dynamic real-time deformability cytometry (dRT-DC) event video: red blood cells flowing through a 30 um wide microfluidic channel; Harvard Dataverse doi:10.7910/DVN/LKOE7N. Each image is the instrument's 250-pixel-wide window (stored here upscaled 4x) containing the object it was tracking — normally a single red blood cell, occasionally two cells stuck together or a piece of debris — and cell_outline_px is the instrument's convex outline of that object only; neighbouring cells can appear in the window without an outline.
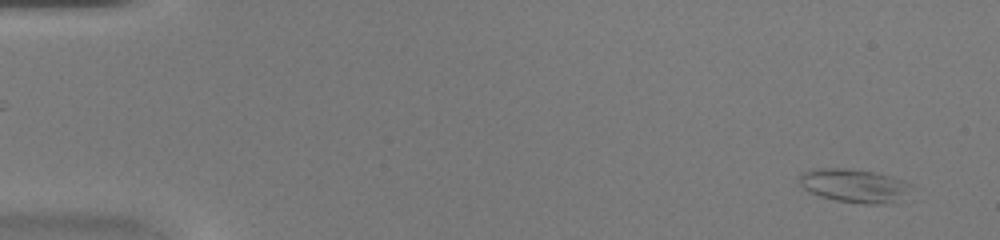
{"species": "common noctule bat (a hibernating species)", "species_latin": "Nyctalus noctula", "temperature_condition": "warm", "stored_images_in_passage": 14, "camera_frame_rate_fps": 3000, "um_per_image_px": 0.085, "animal": {"sex": "female", "body_mass_g": 20.0, "forearm_length_mm": 54.0}, "frame": {"image": 1, "passage_image": 2, "time_ms": 0.333, "image_size_px": [1000, 240], "cell_outline_px": [[912, 184], [892, 200], [880, 204], [868, 204], [836, 200], [820, 196], [808, 192], [800, 184], [800, 172], [812, 168], [848, 168], [872, 172], [888, 176]], "centroid_in_image_um": [72.42, 15.74], "position_along_channel_um": 12.6, "area_um2": 20.98}}